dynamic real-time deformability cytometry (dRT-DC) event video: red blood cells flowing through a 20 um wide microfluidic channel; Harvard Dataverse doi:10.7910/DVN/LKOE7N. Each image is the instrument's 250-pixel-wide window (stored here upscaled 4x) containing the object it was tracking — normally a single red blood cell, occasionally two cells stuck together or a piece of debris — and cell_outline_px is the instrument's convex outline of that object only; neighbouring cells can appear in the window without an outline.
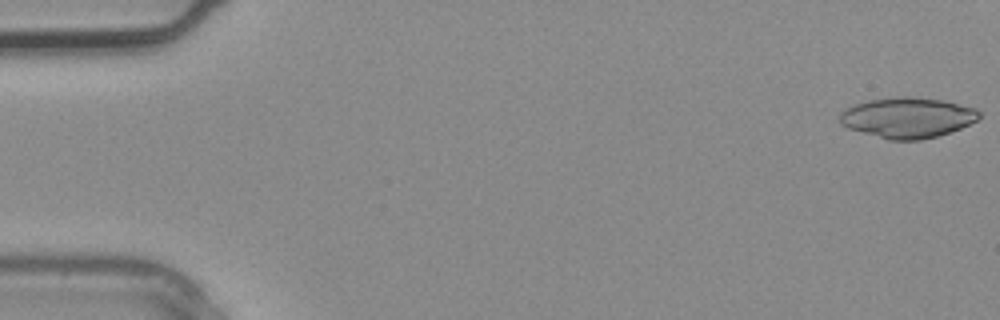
{"species": "common noctule bat (a hibernating species)", "species_latin": "Nyctalus noctula", "temperature_condition": "warm", "stored_images_in_passage": 4, "camera_frame_rate_fps": 3000, "um_per_image_px": 0.085, "animal": {"sex": "male", "body_mass_g": 20.4}, "frame": {"image": 1, "passage_image": 1, "time_ms": 0.0, "image_size_px": [1000, 320], "cell_outline_px": [[980, 116], [976, 120], [960, 128], [936, 136], [920, 140], [888, 140], [848, 128], [840, 124], [840, 112], [844, 108], [852, 104], [868, 100], [900, 96], [912, 96], [940, 100], [976, 108], [980, 112]], "centroid_in_image_um": [77.08, 9.99], "position_along_channel_um": 7.9, "area_um2": 32.83}}